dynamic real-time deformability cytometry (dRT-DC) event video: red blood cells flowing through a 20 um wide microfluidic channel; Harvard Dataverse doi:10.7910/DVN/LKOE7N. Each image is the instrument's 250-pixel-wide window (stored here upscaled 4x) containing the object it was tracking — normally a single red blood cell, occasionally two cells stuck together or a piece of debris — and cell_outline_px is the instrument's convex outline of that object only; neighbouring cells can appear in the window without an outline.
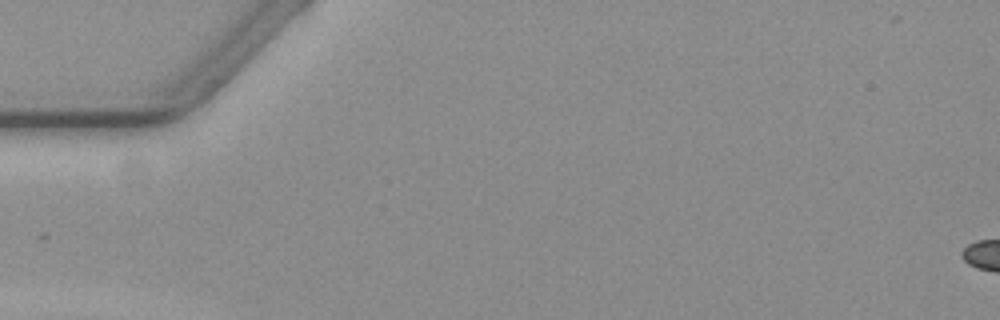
{"species": "common noctule bat (a hibernating species)", "species_latin": "Nyctalus noctula", "temperature_condition": "warm", "stored_images_in_passage": 2, "camera_frame_rate_fps": 3000, "um_per_image_px": 0.085, "animal": {"sex": "female", "body_mass_g": 19.3, "forearm_length_mm": 54.1}, "frame": {"image": 1, "passage_image": 1, "time_ms": 0.0, "image_size_px": [1000, 320], "cell_outline_px": [[116, 272], [100, 272], [84, 268], [72, 264], [56, 256], [44, 248], [36, 236], [40, 232], [44, 232], [116, 252]], "centroid_in_image_um": [6.75, 21.51], "position_along_channel_um": 78.3, "area_um2": 12.25}}